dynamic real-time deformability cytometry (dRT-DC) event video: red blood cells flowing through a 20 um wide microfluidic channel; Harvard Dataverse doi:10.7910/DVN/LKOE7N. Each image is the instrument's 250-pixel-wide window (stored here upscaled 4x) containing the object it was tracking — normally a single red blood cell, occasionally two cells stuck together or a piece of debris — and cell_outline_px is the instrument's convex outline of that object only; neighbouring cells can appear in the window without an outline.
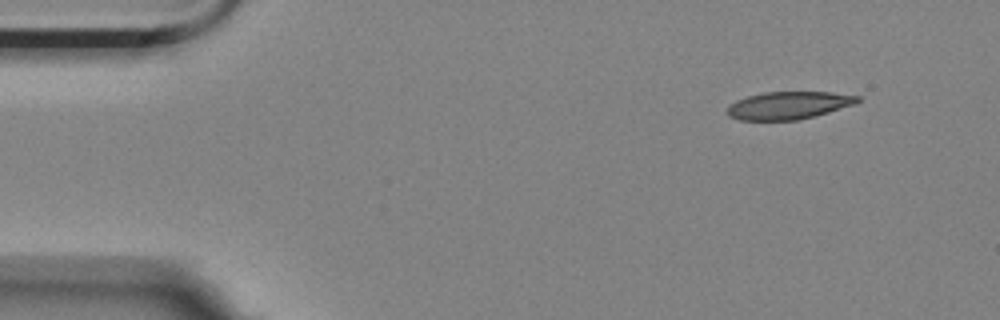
{"species": "Egyptian fruit bat (a non-hibernating species)", "species_latin": "Rousettus aegyptiacus", "temperature_condition": "room temperature", "stored_images_in_passage": 5, "camera_frame_rate_fps": 3000, "um_per_image_px": 0.085, "animal": {"sex": "female"}, "frame": {"image": 1, "passage_image": 1, "time_ms": 0.0, "image_size_px": [1000, 320], "cell_outline_px": [[860, 100], [856, 104], [816, 116], [796, 120], [740, 120], [728, 116], [728, 104], [736, 100], [748, 96], [764, 92], [832, 92], [860, 96]], "centroid_in_image_um": [67.05, 8.95], "position_along_channel_um": 18.0, "area_um2": 21.1}}
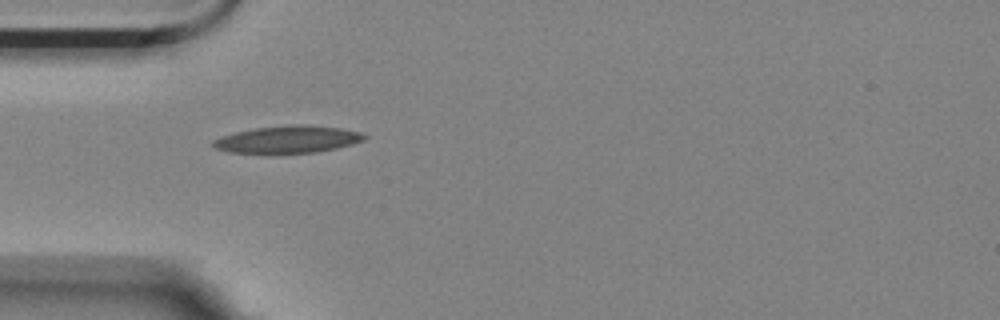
{"frame": {"image": 2, "passage_image": 4, "time_ms": 1.0, "image_size_px": [1000, 320], "cell_outline_px": [[368, 136], [364, 140], [352, 144], [336, 148], [316, 152], [268, 156], [228, 152], [212, 148], [212, 140], [220, 136], [236, 132], [256, 128], [288, 124], [308, 124], [340, 128], [360, 132]], "centroid_in_image_um": [24.38, 11.89], "position_along_channel_um": 60.6, "area_um2": 25.14}}
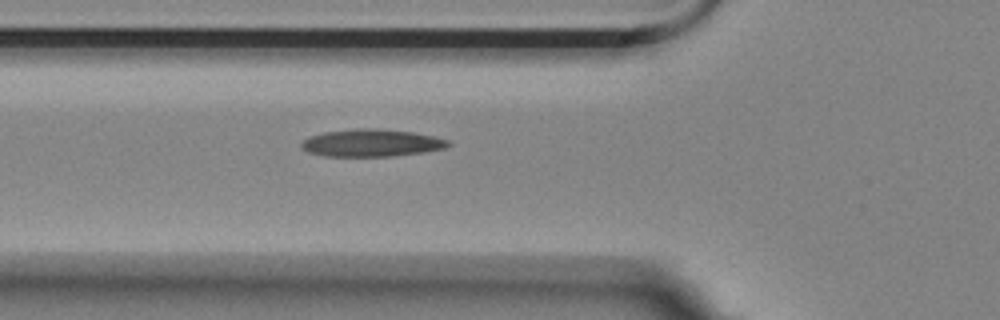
{"frame": {"image": 3, "passage_image": 5, "time_ms": 1.333, "image_size_px": [1000, 320], "cell_outline_px": [[452, 144], [444, 148], [424, 152], [392, 156], [324, 156], [308, 152], [300, 144], [308, 136], [324, 132], [356, 128], [376, 128], [412, 132], [432, 136], [448, 140]], "centroid_in_image_um": [31.57, 12.14], "position_along_channel_um": 94.2, "area_um2": 23.35}}